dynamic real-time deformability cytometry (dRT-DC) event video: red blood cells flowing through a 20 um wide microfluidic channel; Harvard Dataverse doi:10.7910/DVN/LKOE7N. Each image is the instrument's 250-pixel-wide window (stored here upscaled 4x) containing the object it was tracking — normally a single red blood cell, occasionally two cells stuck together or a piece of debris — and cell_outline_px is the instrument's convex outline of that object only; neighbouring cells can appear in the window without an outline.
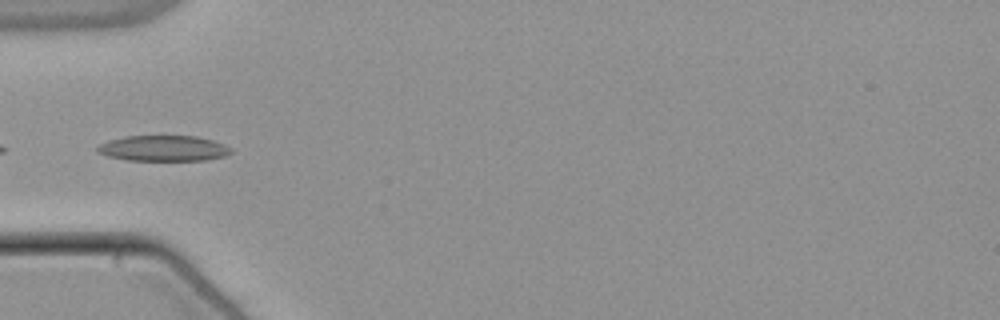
{"species": "common noctule bat (a hibernating species)", "species_latin": "Nyctalus noctula", "temperature_condition": "warm", "stored_images_in_passage": 37, "camera_frame_rate_fps": 3000, "um_per_image_px": 0.085, "animal": {"sex": "male", "body_mass_g": 21.5, "forearm_length_mm": 52.0}, "frame": {"image": 1, "passage_image": 1, "time_ms": 0.0, "image_size_px": [1000, 320], "cell_outline_px": [[228, 152], [220, 156], [200, 160], [132, 160], [112, 156], [100, 152], [96, 148], [104, 144], [116, 140], [132, 136], [192, 136], [208, 140], [220, 144], [228, 148]], "centroid_in_image_um": [13.88, 12.61], "position_along_channel_um": 71.1, "area_um2": 18.5}}
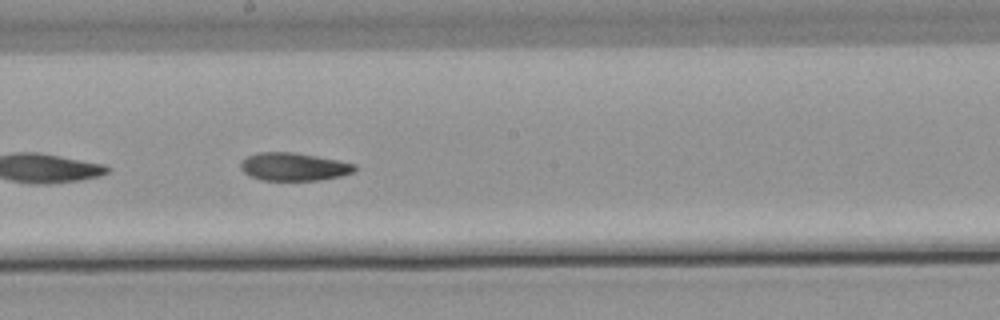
{"frame": {"image": 2, "passage_image": 13, "time_ms": 4.0, "image_size_px": [1000, 320], "cell_outline_px": [[356, 168], [352, 172], [336, 176], [316, 180], [264, 180], [252, 176], [244, 172], [240, 164], [248, 156], [260, 152], [288, 152], [336, 160], [352, 164]], "centroid_in_image_um": [24.91, 14.17], "position_along_channel_um": 223.3, "area_um2": 17.74}}
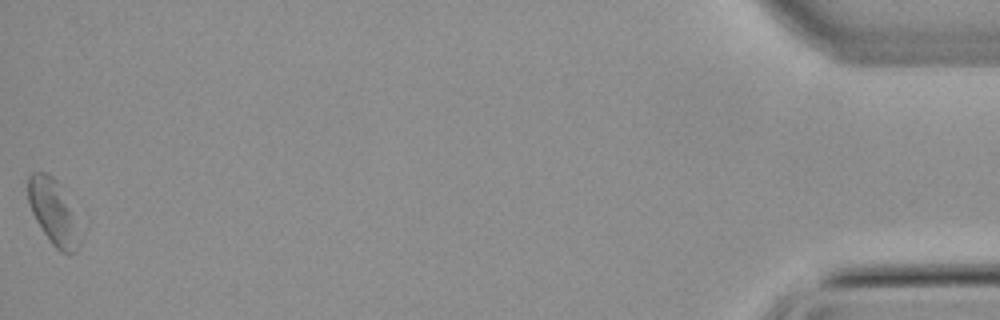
{"frame": {"image": 3, "passage_image": 37, "time_ms": 12.0, "image_size_px": [1000, 320], "cell_outline_px": [[72, 252], [64, 252], [56, 248], [52, 244], [36, 220], [32, 212], [28, 200], [28, 176], [36, 172], [44, 172], [52, 180], [68, 212]], "centroid_in_image_um": [4.22, 17.9], "position_along_channel_um": 431.0, "area_um2": 15.61}}